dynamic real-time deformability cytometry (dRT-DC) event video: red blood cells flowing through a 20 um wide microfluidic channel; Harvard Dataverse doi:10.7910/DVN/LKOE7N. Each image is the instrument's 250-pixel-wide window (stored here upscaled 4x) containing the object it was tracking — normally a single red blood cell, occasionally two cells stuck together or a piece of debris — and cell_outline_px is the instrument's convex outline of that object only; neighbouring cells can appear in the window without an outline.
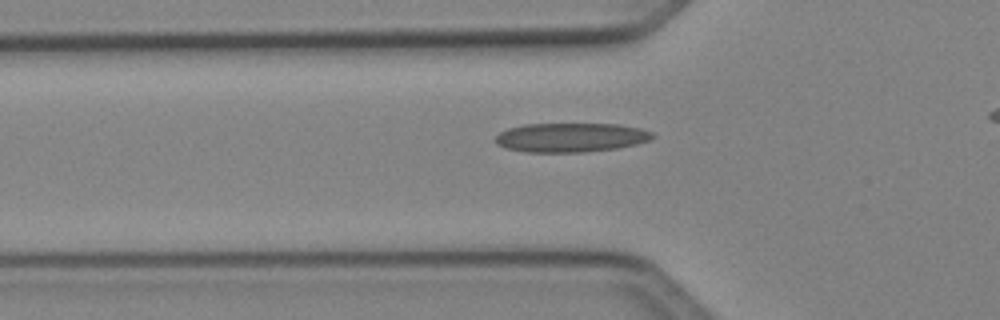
{"species": "Egyptian fruit bat (a non-hibernating species)", "species_latin": "Rousettus aegyptiacus", "temperature_condition": "cold", "stored_images_in_passage": 39, "camera_frame_rate_fps": 3000, "um_per_image_px": 0.085, "animal": {"sex": "female"}, "frame": {"image": 1, "passage_image": 12, "time_ms": 3.667, "image_size_px": [1000, 320], "cell_outline_px": [[656, 136], [648, 140], [636, 144], [616, 148], [584, 152], [528, 152], [504, 148], [496, 144], [492, 140], [500, 132], [508, 128], [524, 124], [620, 124], [640, 128], [652, 132]], "centroid_in_image_um": [48.48, 11.68], "position_along_channel_um": 77.3, "area_um2": 26.82}}
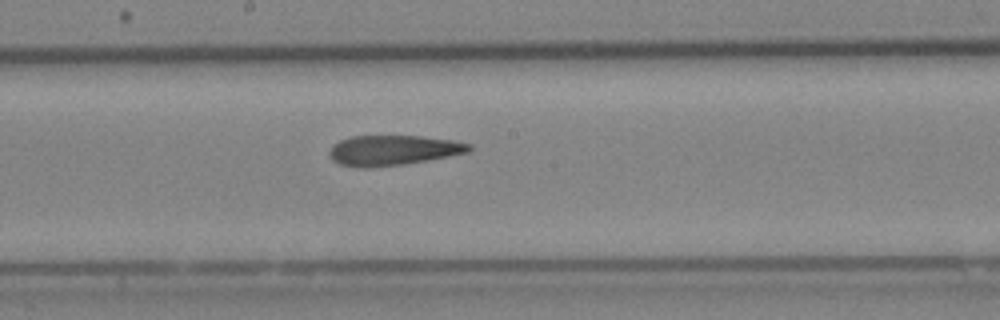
{"frame": {"image": 2, "passage_image": 22, "time_ms": 7.0, "image_size_px": [1000, 320], "cell_outline_px": [[472, 148], [468, 152], [448, 156], [404, 164], [372, 168], [360, 168], [340, 164], [332, 160], [328, 156], [328, 152], [332, 144], [340, 140], [352, 136], [420, 136], [456, 140], [472, 144]], "centroid_in_image_um": [33.38, 12.77], "position_along_channel_um": 214.8, "area_um2": 24.74}}
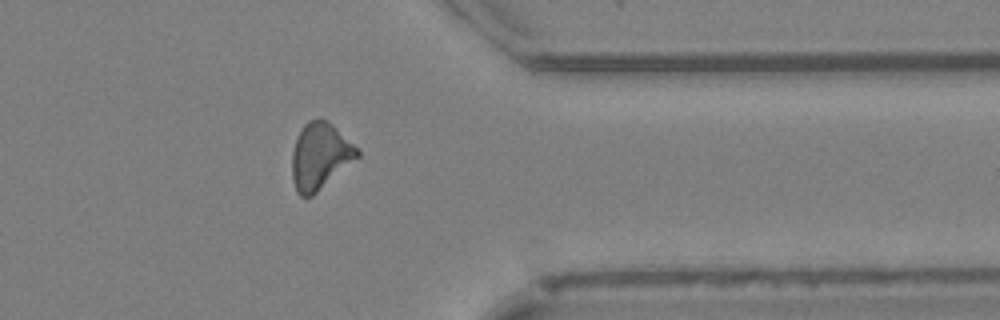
{"frame": {"image": 3, "passage_image": 35, "time_ms": 11.333, "image_size_px": [1000, 320], "cell_outline_px": [[360, 156], [312, 196], [300, 196], [296, 192], [292, 180], [292, 152], [296, 140], [304, 124], [308, 120], [324, 120], [332, 124], [360, 152]], "centroid_in_image_um": [27.17, 13.3], "position_along_channel_um": 384.2, "area_um2": 24.8}, "authors_computed_cell_mechanics": {"area_um2": 25.2008, "velocity_mm_per_s": 4.124, "shape_relaxation_time_tau1_ms": null, "shape_relaxation_time_tau2_ms": 5.174, "deformation_change_tau1": null, "deformation_change_tau2": 0.1609}}